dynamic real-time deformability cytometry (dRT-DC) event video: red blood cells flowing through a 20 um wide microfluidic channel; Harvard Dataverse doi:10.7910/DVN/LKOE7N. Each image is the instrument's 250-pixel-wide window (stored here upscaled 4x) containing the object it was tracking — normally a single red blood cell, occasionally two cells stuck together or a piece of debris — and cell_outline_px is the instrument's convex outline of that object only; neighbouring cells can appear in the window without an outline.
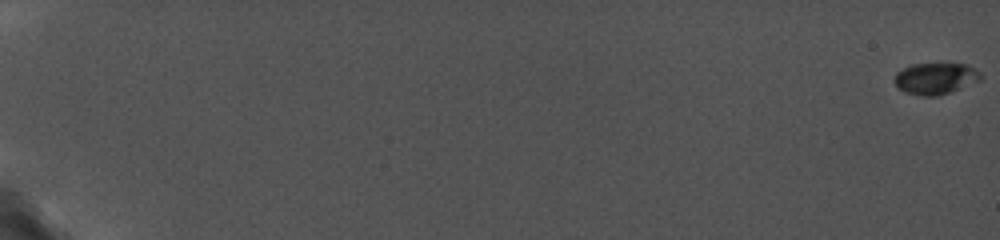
{"species": "common noctule bat (a hibernating species)", "species_latin": "Nyctalus noctula", "temperature_condition": "cold", "stored_images_in_passage": 48, "camera_frame_rate_fps": 5000, "um_per_image_px": 0.085, "animal": {"sex": "female", "body_mass_g": 19.0, "forearm_length_mm": 56.7}, "frame": {"image": 1, "passage_image": 1, "time_ms": 0.0, "image_size_px": [1000, 240], "cell_outline_px": [[984, 76], [980, 80], [948, 92], [936, 96], [920, 96], [908, 92], [900, 88], [896, 84], [896, 72], [912, 64], [968, 64], [980, 72]], "centroid_in_image_um": [79.56, 6.65], "position_along_channel_um": 5.4, "area_um2": 15.43}}
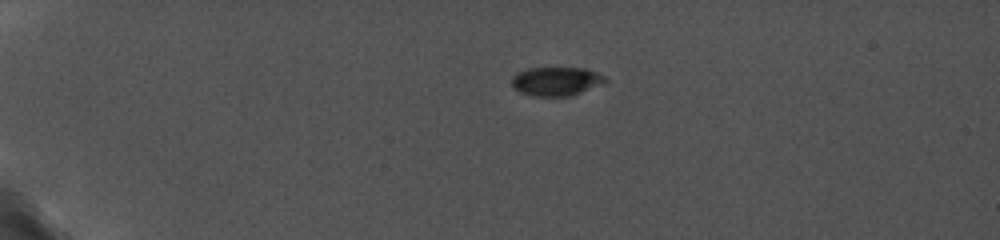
{"frame": {"image": 2, "passage_image": 31, "time_ms": 5.2, "image_size_px": [1000, 240], "cell_outline_px": [[608, 80], [604, 84], [572, 96], [532, 96], [520, 92], [512, 84], [512, 76], [516, 72], [528, 68], [584, 68], [596, 72], [604, 76]], "centroid_in_image_um": [47.3, 6.91], "position_along_channel_um": 37.7, "area_um2": 15.84}}